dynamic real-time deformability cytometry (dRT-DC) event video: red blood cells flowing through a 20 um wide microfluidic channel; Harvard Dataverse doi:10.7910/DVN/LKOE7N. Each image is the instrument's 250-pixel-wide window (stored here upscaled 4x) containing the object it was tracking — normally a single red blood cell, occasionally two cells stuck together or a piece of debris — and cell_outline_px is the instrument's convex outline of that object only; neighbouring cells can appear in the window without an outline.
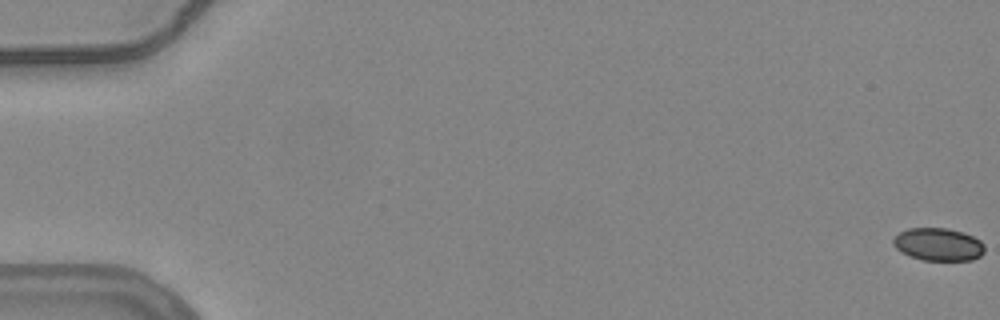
{"species": "common noctule bat (a hibernating species)", "species_latin": "Nyctalus noctula", "temperature_condition": "warm", "stored_images_in_passage": 57, "camera_frame_rate_fps": 3000, "um_per_image_px": 0.085, "animal": {"sex": "female", "body_mass_g": 24.6, "forearm_length_mm": 56.2}, "frame": {"image": 1, "passage_image": 1, "time_ms": 0.0, "image_size_px": [1000, 320], "cell_outline_px": [[984, 252], [980, 256], [972, 260], [920, 260], [900, 252], [892, 244], [892, 240], [900, 232], [908, 228], [948, 228], [964, 232], [980, 240], [984, 244]], "centroid_in_image_um": [79.75, 20.77], "position_along_channel_um": 5.3, "area_um2": 17.57}}
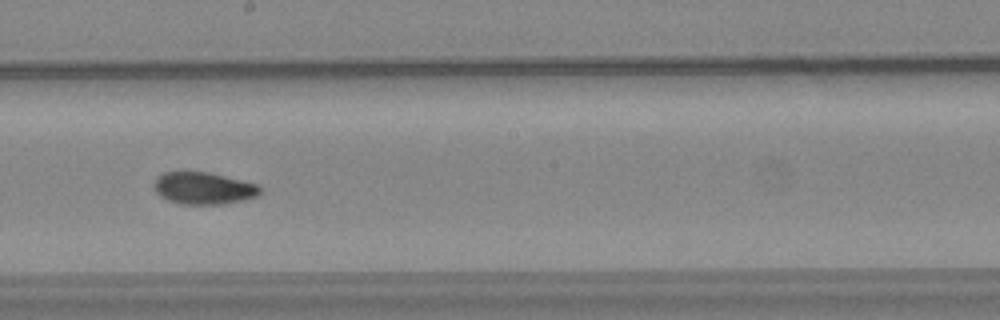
{"frame": {"image": 2, "passage_image": 33, "time_ms": 10.667, "image_size_px": [1000, 320], "cell_outline_px": [[264, 188], [256, 196], [244, 200], [224, 204], [180, 204], [168, 200], [160, 196], [156, 192], [152, 184], [156, 176], [164, 172], [208, 172], [260, 184]], "centroid_in_image_um": [17.31, 15.99], "position_along_channel_um": 230.9, "area_um2": 20.11}}
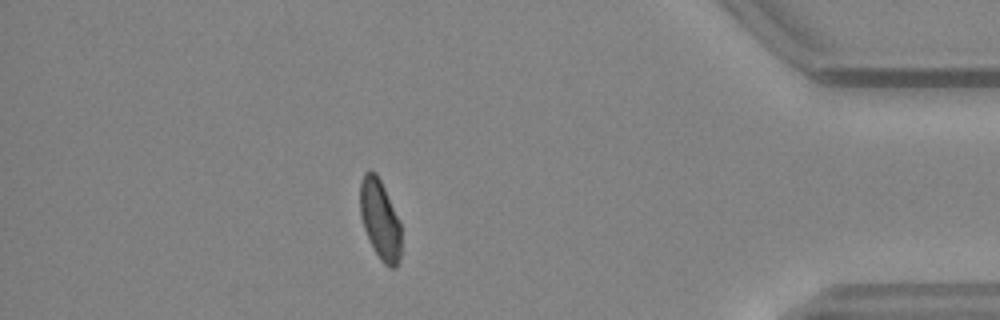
{"frame": {"image": 3, "passage_image": 50, "time_ms": 16.333, "image_size_px": [1000, 320], "cell_outline_px": [[400, 260], [396, 268], [388, 268], [380, 260], [364, 228], [360, 216], [360, 180], [364, 172], [368, 168], [376, 172], [400, 220]], "centroid_in_image_um": [32.29, 18.64], "position_along_channel_um": 402.9, "area_um2": 19.19}, "authors_computed_cell_mechanics": {"area_um2": 19.4786, "velocity_mm_per_s": 3.7748, "shape_relaxation_time_tau1_ms": 5.34, "shape_relaxation_time_tau2_ms": 2.0203, "deformation_change_tau1": 0.1542, "deformation_change_tau2": 0.0481}}